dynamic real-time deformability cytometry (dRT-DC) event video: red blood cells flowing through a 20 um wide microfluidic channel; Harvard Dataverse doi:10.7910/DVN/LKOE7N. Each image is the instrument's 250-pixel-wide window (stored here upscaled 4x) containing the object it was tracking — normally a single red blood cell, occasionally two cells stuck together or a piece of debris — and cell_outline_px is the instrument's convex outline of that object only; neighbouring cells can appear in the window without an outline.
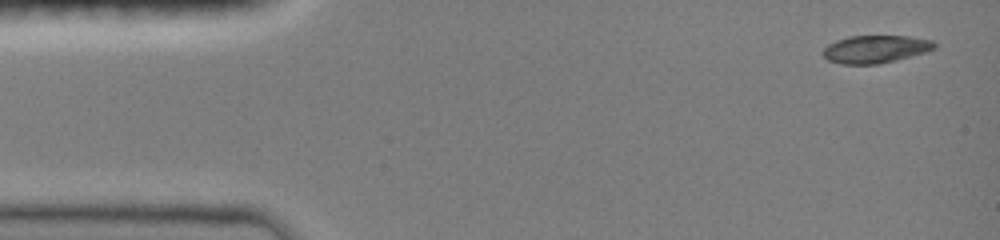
{"species": "common noctule bat (a hibernating species)", "species_latin": "Nyctalus noctula", "temperature_condition": "room temperature", "stored_images_in_passage": 7, "camera_frame_rate_fps": 3000, "um_per_image_px": 0.085, "animal": {"sex": "female", "body_mass_g": 19.0, "forearm_length_mm": 51.5}, "frame": {"image": 1, "passage_image": 1, "time_ms": 0.0, "image_size_px": [1000, 240], "cell_outline_px": [[936, 48], [924, 52], [896, 60], [876, 64], [840, 64], [828, 60], [820, 52], [828, 44], [836, 40], [848, 36], [908, 36], [932, 40], [936, 44]], "centroid_in_image_um": [74.37, 4.17], "position_along_channel_um": 10.6, "area_um2": 17.98}}
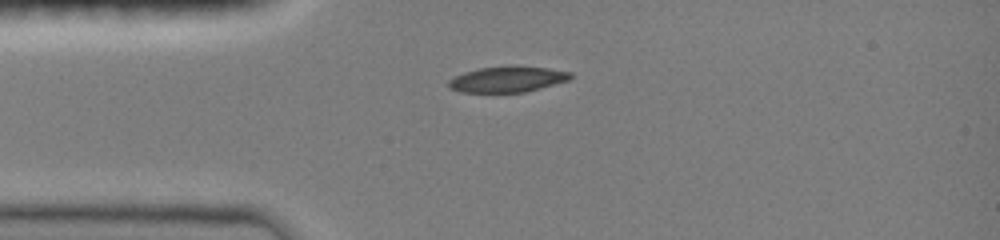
{"frame": {"image": 2, "passage_image": 6, "time_ms": 3.0, "image_size_px": [1000, 240], "cell_outline_px": [[572, 76], [568, 80], [540, 88], [524, 92], [460, 92], [448, 88], [448, 80], [464, 72], [480, 68], [512, 64], [516, 64], [548, 68], [572, 72]], "centroid_in_image_um": [43.13, 6.71], "position_along_channel_um": 41.9, "area_um2": 18.61}}